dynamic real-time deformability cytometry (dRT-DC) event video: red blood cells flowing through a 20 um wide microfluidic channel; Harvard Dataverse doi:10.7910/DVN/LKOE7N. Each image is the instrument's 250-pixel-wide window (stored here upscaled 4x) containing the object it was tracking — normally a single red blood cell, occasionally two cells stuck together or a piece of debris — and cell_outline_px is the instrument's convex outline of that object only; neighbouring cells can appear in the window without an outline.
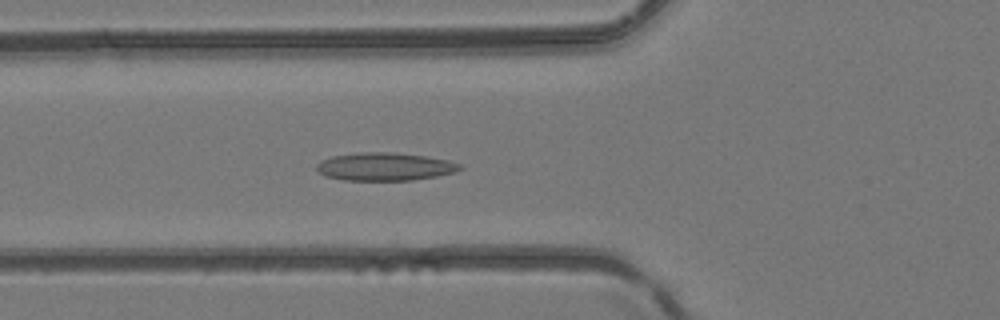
{"species": "common noctule bat (a hibernating species)", "species_latin": "Nyctalus noctula", "temperature_condition": "room temperature", "stored_images_in_passage": 42, "camera_frame_rate_fps": 3000, "um_per_image_px": 0.085, "animal": {"sex": "female", "body_mass_g": 24.6, "forearm_length_mm": 56.2}, "frame": {"image": 1, "passage_image": 12, "time_ms": 3.667, "image_size_px": [1000, 320], "cell_outline_px": [[464, 168], [456, 172], [436, 176], [412, 180], [344, 180], [324, 176], [316, 168], [316, 164], [320, 160], [332, 156], [360, 152], [388, 152], [424, 156], [448, 160], [460, 164]], "centroid_in_image_um": [32.69, 14.16], "position_along_channel_um": 93.1, "area_um2": 23.35}}
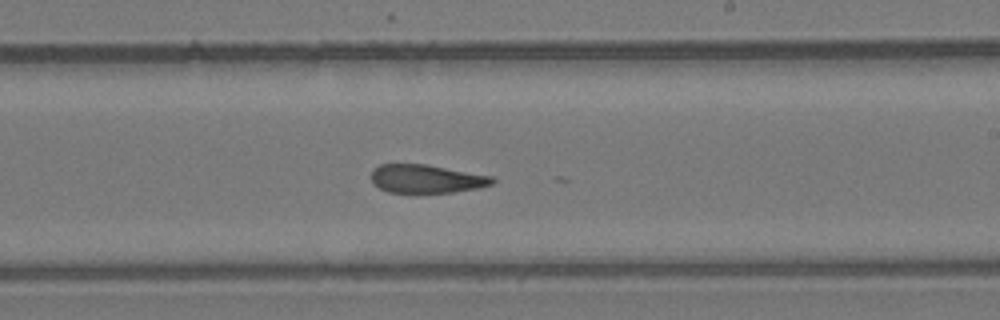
{"frame": {"image": 2, "passage_image": 23, "time_ms": 7.333, "image_size_px": [1000, 320], "cell_outline_px": [[496, 180], [492, 184], [480, 188], [452, 192], [388, 192], [372, 184], [372, 168], [380, 164], [428, 164], [492, 176]], "centroid_in_image_um": [36.25, 15.19], "position_along_channel_um": 252.8, "area_um2": 20.11}}
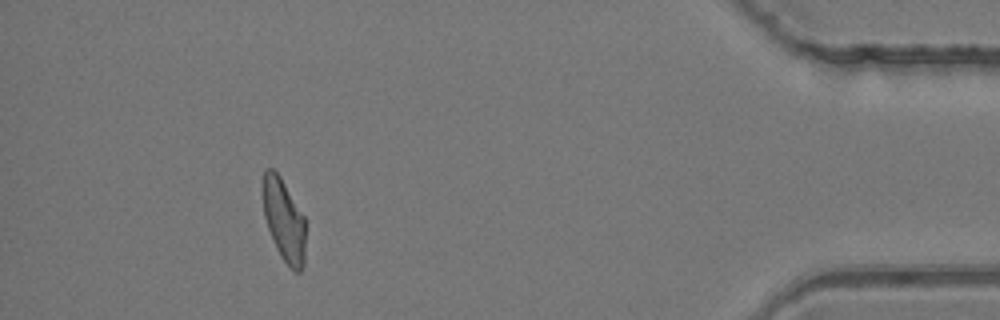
{"frame": {"image": 3, "passage_image": 38, "time_ms": 12.333, "image_size_px": [1000, 320], "cell_outline_px": [[304, 264], [300, 272], [296, 272], [280, 256], [276, 248], [268, 228], [264, 216], [264, 168], [272, 168], [280, 176], [304, 216]], "centroid_in_image_um": [24.14, 18.72], "position_along_channel_um": 411.1, "area_um2": 19.94}}